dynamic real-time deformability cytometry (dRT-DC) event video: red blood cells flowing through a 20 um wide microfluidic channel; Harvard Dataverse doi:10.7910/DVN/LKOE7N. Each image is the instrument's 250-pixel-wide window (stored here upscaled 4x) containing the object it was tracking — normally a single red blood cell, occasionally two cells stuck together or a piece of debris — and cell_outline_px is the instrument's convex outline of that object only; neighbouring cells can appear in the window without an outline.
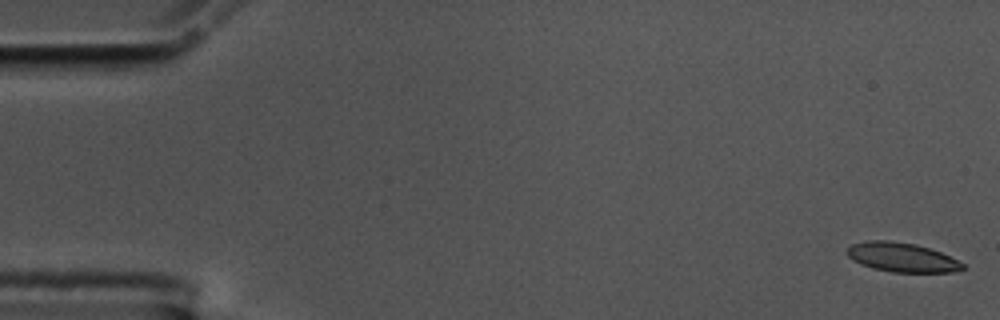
{"species": "common noctule bat (a hibernating species)", "species_latin": "Nyctalus noctula", "temperature_condition": "cold", "stored_images_in_passage": 13, "camera_frame_rate_fps": 3000, "um_per_image_px": 0.085, "animal": {"sex": "male", "body_mass_g": 17.5, "forearm_length_mm": 52.3}, "frame": {"image": 1, "passage_image": 1, "time_ms": 0.0, "image_size_px": [1000, 320], "cell_outline_px": [[964, 268], [952, 272], [892, 272], [872, 268], [860, 264], [852, 260], [848, 256], [848, 248], [852, 244], [868, 240], [888, 240], [916, 244], [940, 252], [964, 264]], "centroid_in_image_um": [76.62, 21.87], "position_along_channel_um": 8.4, "area_um2": 19.54}}